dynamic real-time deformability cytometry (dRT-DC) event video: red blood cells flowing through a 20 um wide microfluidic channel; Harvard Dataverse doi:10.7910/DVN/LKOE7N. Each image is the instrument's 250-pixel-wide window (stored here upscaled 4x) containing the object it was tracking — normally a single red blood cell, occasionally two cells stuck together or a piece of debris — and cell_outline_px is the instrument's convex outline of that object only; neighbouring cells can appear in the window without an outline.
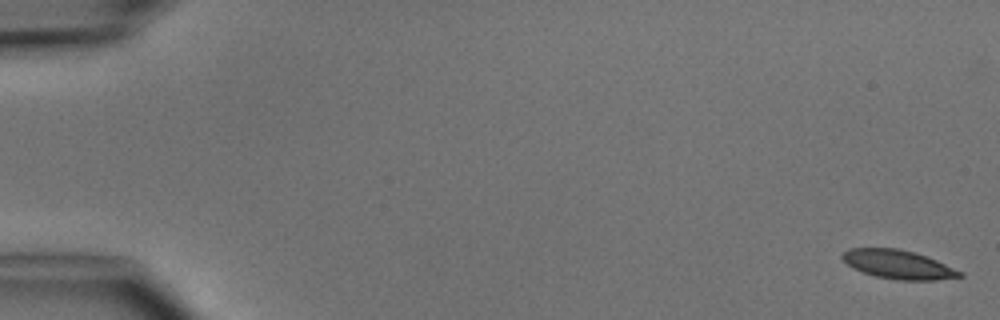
{"species": "common noctule bat (a hibernating species)", "species_latin": "Nyctalus noctula", "temperature_condition": "cold", "stored_images_in_passage": 5, "camera_frame_rate_fps": 3000, "um_per_image_px": 0.085, "animal": {"sex": "male", "body_mass_g": 15.6}, "frame": {"image": 1, "passage_image": 1, "time_ms": 0.0, "image_size_px": [1000, 320], "cell_outline_px": [[964, 276], [936, 280], [900, 280], [876, 276], [852, 268], [840, 256], [848, 248], [896, 248], [916, 252], [936, 260], [964, 272]], "centroid_in_image_um": [76.37, 22.47], "position_along_channel_um": 8.6, "area_um2": 19.65}}
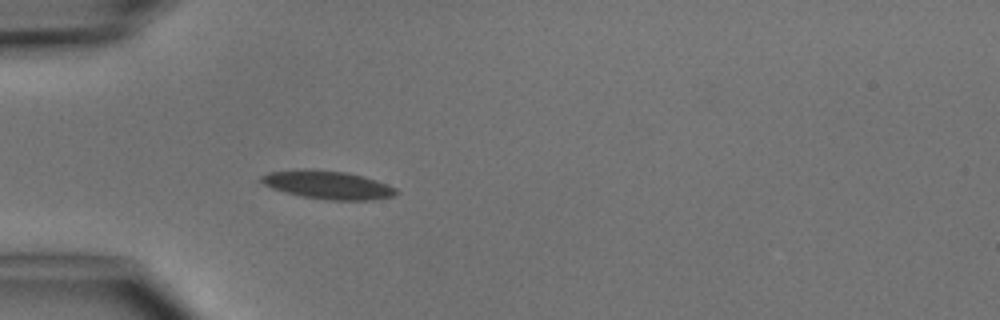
{"frame": {"image": 2, "passage_image": 5, "time_ms": 4.667, "image_size_px": [1000, 320], "cell_outline_px": [[400, 192], [392, 196], [372, 200], [332, 200], [304, 196], [272, 188], [256, 180], [260, 176], [268, 172], [296, 168], [304, 168], [344, 172], [364, 176], [376, 180], [396, 188]], "centroid_in_image_um": [27.82, 15.69], "position_along_channel_um": 57.2, "area_um2": 22.25}}